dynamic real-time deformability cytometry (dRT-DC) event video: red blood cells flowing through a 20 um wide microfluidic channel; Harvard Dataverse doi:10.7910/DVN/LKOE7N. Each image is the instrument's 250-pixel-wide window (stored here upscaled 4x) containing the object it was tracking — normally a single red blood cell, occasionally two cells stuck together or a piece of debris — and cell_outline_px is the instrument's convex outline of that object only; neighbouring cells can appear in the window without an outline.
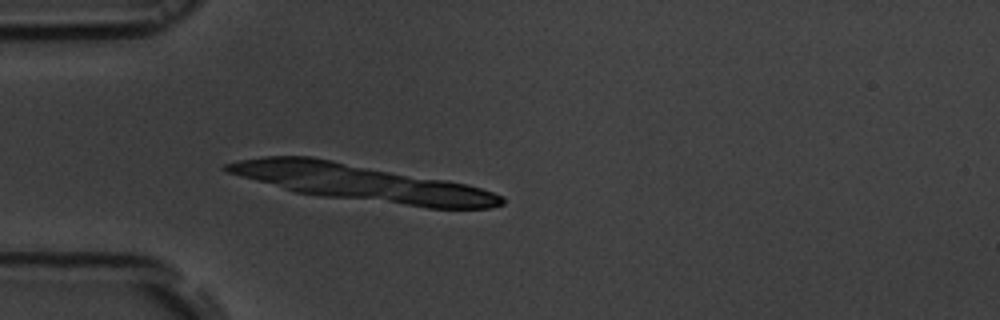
{"species": "common noctule bat (a hibernating species)", "species_latin": "Nyctalus noctula", "temperature_condition": "room temperature", "stored_images_in_passage": 13, "camera_frame_rate_fps": 3000, "um_per_image_px": 0.085, "animal": {"sex": "male", "body_mass_g": 19.5, "forearm_length_mm": 54.6}, "frame": {"image": 1, "passage_image": 4, "time_ms": 1.0, "image_size_px": [1000, 320], "cell_outline_px": [[500, 200], [496, 204], [476, 208], [444, 208], [424, 204], [420, 200], [420, 184], [456, 184], [472, 188], [496, 196]], "centroid_in_image_um": [38.69, 16.71], "position_along_channel_um": 46.3, "area_um2": 10.92}}
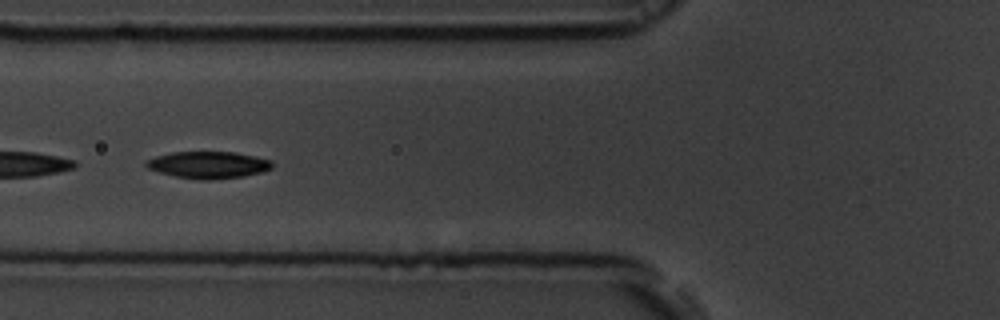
{"frame": {"image": 2, "passage_image": 10, "time_ms": 3.0, "image_size_px": [1000, 320], "cell_outline_px": [[268, 164], [264, 168], [248, 172], [228, 176], [192, 176], [176, 172], [152, 164], [156, 160], [172, 156], [192, 152], [216, 152], [240, 156], [260, 160]], "centroid_in_image_um": [17.84, 13.95], "position_along_channel_um": 108.0, "area_um2": 14.16}}